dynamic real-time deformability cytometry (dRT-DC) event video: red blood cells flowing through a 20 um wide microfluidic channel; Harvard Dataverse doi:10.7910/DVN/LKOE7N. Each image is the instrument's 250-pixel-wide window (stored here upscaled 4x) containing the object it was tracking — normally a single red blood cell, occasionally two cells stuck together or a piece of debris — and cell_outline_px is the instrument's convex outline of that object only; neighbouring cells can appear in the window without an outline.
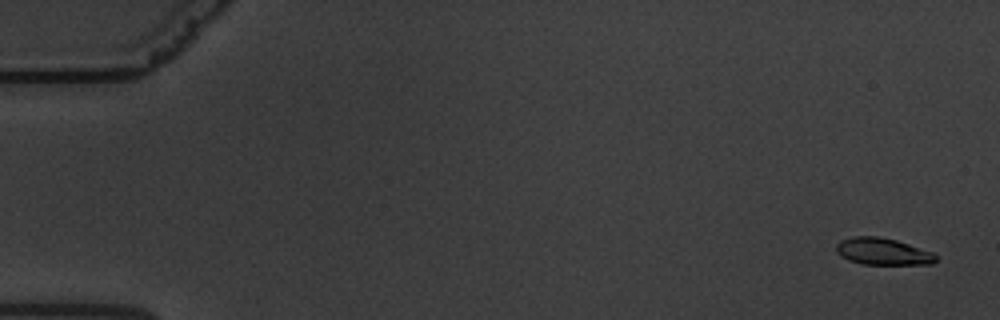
{"species": "common noctule bat (a hibernating species)", "species_latin": "Nyctalus noctula", "temperature_condition": "warm", "stored_images_in_passage": 60, "camera_frame_rate_fps": 3000, "um_per_image_px": 0.085, "animal": {"sex": "male", "body_mass_g": 19.5, "forearm_length_mm": 54.6}, "frame": {"image": 1, "passage_image": 1, "time_ms": 0.0, "image_size_px": [1000, 320], "cell_outline_px": [[936, 260], [932, 264], [864, 264], [848, 260], [836, 252], [836, 244], [840, 240], [852, 236], [880, 236], [896, 240], [932, 252], [936, 256]], "centroid_in_image_um": [75.0, 21.37], "position_along_channel_um": 10.0, "area_um2": 15.55}}
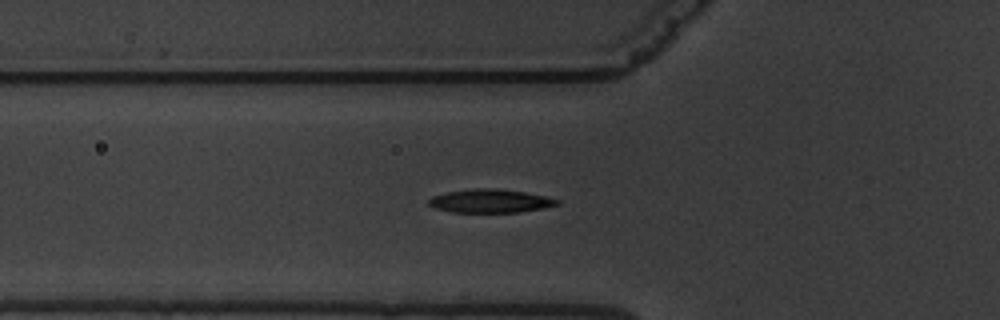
{"frame": {"image": 2, "passage_image": 21, "time_ms": 6.667, "image_size_px": [1000, 320], "cell_outline_px": [[560, 204], [544, 208], [520, 212], [452, 212], [436, 208], [428, 204], [428, 200], [432, 196], [448, 192], [476, 188], [496, 188], [524, 192], [544, 196], [560, 200]], "centroid_in_image_um": [41.69, 17.08], "position_along_channel_um": 84.1, "area_um2": 17.46}}
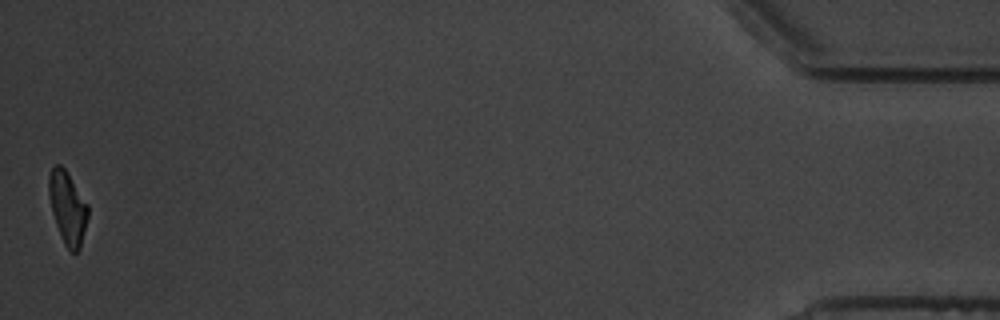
{"frame": {"image": 3, "passage_image": 60, "time_ms": 19.667, "image_size_px": [1000, 320], "cell_outline_px": [[88, 216], [80, 248], [76, 252], [72, 252], [64, 244], [56, 224], [52, 212], [48, 192], [48, 176], [52, 168], [56, 164], [60, 164], [68, 172], [88, 204]], "centroid_in_image_um": [5.74, 17.62], "position_along_channel_um": 429.5, "area_um2": 16.53}, "authors_computed_cell_mechanics": {"area_um2": 17.2244, "velocity_mm_per_s": 3.3415, "shape_relaxation_time_tau1_ms": 4.3567, "shape_relaxation_time_tau2_ms": 1.6318, "deformation_change_tau1": 0.1719, "deformation_change_tau2": 0.0654}}